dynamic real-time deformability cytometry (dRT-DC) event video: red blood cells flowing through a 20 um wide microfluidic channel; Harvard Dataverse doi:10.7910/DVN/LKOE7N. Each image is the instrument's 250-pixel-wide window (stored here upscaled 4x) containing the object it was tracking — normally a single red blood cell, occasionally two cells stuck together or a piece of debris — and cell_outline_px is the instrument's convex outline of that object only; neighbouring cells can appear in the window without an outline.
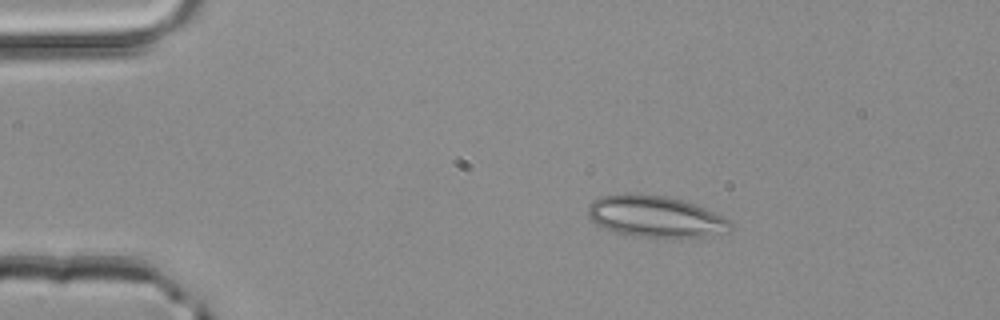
{"species": "common noctule bat (a hibernating species)", "species_latin": "Nyctalus noctula", "temperature_condition": "room temperature", "stored_images_in_passage": 2, "camera_frame_rate_fps": 3000, "um_per_image_px": 0.085, "animal": {"sex": "male", "body_mass_g": 20.4}, "frame": {"image": 1, "passage_image": 1, "time_ms": 0.0, "image_size_px": [1000, 320], "cell_outline_px": [[732, 228], [704, 236], [632, 236], [616, 232], [596, 224], [588, 216], [588, 204], [592, 200], [600, 196], [632, 192], [664, 196], [684, 200], [696, 204], [724, 216], [732, 220]], "centroid_in_image_um": [55.66, 18.36], "position_along_channel_um": 29.3, "area_um2": 34.22}}